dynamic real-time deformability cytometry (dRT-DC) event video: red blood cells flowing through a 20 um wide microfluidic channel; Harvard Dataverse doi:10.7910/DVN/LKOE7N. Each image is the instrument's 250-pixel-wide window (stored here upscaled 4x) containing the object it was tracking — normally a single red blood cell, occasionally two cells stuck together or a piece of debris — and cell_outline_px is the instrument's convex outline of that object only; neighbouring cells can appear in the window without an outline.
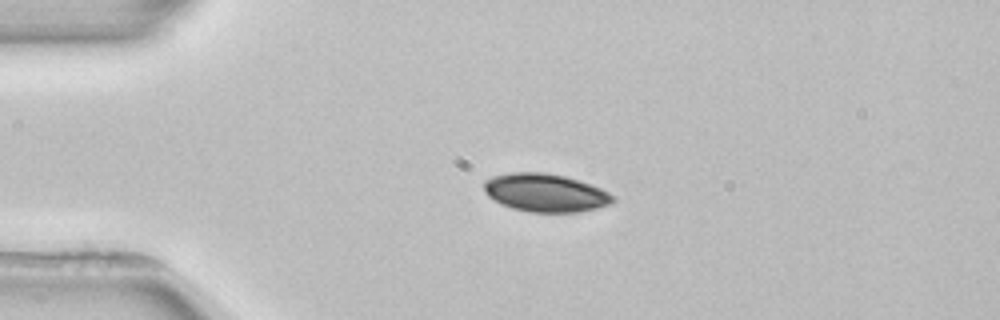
{"species": "common noctule bat (a hibernating species)", "species_latin": "Nyctalus noctula", "temperature_condition": "room temperature", "stored_images_in_passage": 4, "camera_frame_rate_fps": 3000, "um_per_image_px": 0.085, "animal": {"sex": "female", "body_mass_g": 22.7, "forearm_length_mm": 54.2}, "frame": {"image": 1, "passage_image": 3, "time_ms": 2.667, "image_size_px": [1000, 320], "cell_outline_px": [[616, 200], [612, 204], [580, 212], [528, 212], [512, 208], [500, 204], [488, 196], [484, 192], [484, 180], [492, 176], [512, 172], [544, 172], [564, 176], [580, 180], [592, 184], [616, 196]], "centroid_in_image_um": [46.37, 16.38], "position_along_channel_um": 38.6, "area_um2": 29.02}}